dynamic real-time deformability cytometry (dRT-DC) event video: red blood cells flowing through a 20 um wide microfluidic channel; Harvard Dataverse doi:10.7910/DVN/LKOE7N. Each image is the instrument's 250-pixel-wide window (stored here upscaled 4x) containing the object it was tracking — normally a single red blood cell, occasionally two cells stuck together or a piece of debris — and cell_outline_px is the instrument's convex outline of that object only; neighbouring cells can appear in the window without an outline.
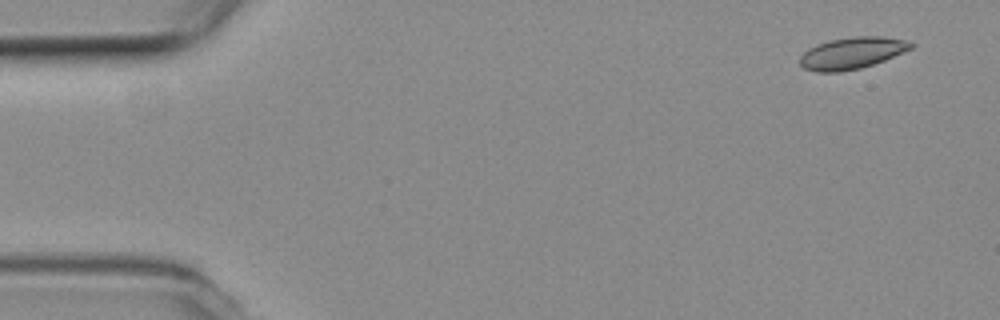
{"species": "common noctule bat (a hibernating species)", "species_latin": "Nyctalus noctula", "temperature_condition": "room temperature", "stored_images_in_passage": 52, "camera_frame_rate_fps": 3000, "um_per_image_px": 0.085, "animal": {"sex": "female", "body_mass_g": 19.3, "forearm_length_mm": 54.1}, "frame": {"image": 1, "passage_image": 1, "time_ms": 0.0, "image_size_px": [1000, 320], "cell_outline_px": [[916, 44], [912, 48], [884, 60], [860, 68], [840, 72], [816, 72], [804, 68], [800, 64], [800, 56], [808, 48], [816, 44], [828, 40], [852, 36], [880, 36], [908, 40]], "centroid_in_image_um": [72.4, 4.5], "position_along_channel_um": 12.6, "area_um2": 20.63}}
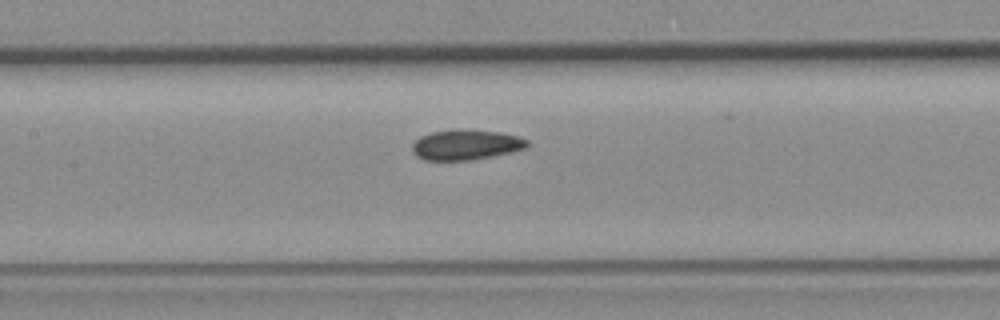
{"frame": {"image": 2, "passage_image": 23, "time_ms": 7.333, "image_size_px": [1000, 320], "cell_outline_px": [[532, 144], [528, 148], [512, 152], [472, 160], [424, 160], [416, 156], [412, 152], [412, 144], [420, 136], [432, 132], [500, 132], [520, 136], [528, 140]], "centroid_in_image_um": [39.66, 12.35], "position_along_channel_um": 167.7, "area_um2": 19.71}}
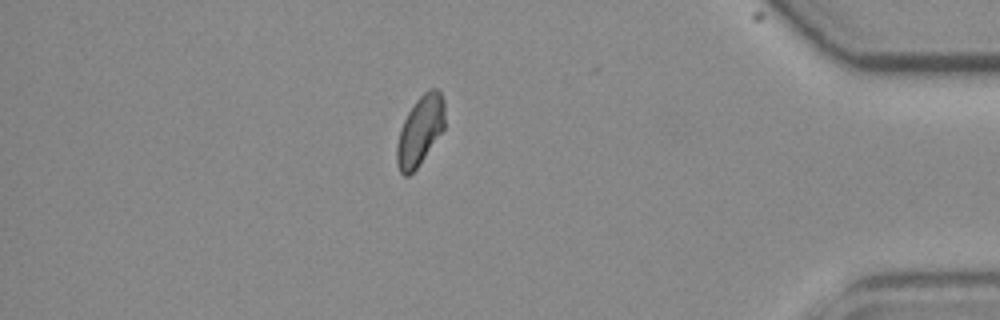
{"frame": {"image": 3, "passage_image": 45, "time_ms": 14.667, "image_size_px": [1000, 320], "cell_outline_px": [[444, 128], [416, 168], [408, 176], [404, 176], [400, 172], [396, 164], [396, 144], [400, 128], [408, 112], [416, 100], [424, 92], [432, 88], [436, 88], [440, 92], [444, 100]], "centroid_in_image_um": [35.68, 11.1], "position_along_channel_um": 399.5, "area_um2": 19.19}, "authors_computed_cell_mechanics": {"area_um2": 20.1144, "velocity_mm_per_s": 3.7306, "shape_relaxation_time_tau1_ms": 6.7911, "shape_relaxation_time_tau2_ms": 3.0948, "deformation_change_tau1": 0.1061, "deformation_change_tau2": 0.063}}